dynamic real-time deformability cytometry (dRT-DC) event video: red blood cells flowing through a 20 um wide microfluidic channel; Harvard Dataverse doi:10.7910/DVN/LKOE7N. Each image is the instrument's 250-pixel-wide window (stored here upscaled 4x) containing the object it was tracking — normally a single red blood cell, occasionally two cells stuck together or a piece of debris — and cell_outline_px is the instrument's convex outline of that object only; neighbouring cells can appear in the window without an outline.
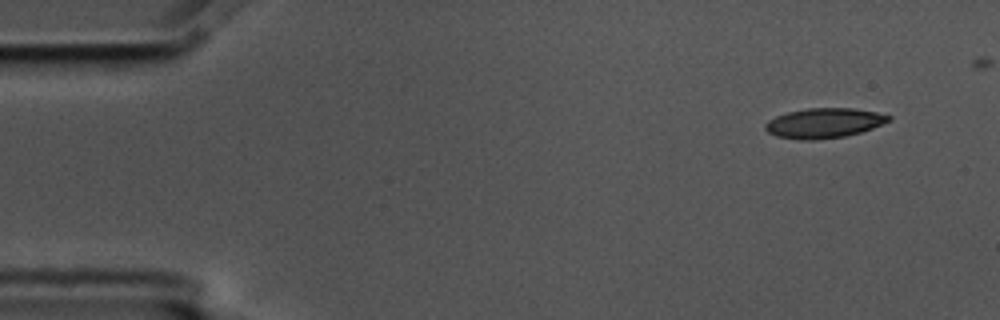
{"species": "common noctule bat (a hibernating species)", "species_latin": "Nyctalus noctula", "temperature_condition": "cold", "stored_images_in_passage": 5, "camera_frame_rate_fps": 3000, "um_per_image_px": 0.085, "animal": {"sex": "male", "body_mass_g": 17.5, "forearm_length_mm": 52.3}, "frame": {"image": 1, "passage_image": 1, "time_ms": 0.0, "image_size_px": [1000, 320], "cell_outline_px": [[892, 120], [872, 128], [860, 132], [844, 136], [816, 140], [800, 140], [776, 136], [768, 132], [764, 128], [764, 124], [768, 120], [776, 116], [788, 112], [808, 108], [852, 108], [876, 112], [892, 116]], "centroid_in_image_um": [70.03, 10.46], "position_along_channel_um": 15.0, "area_um2": 21.5}}
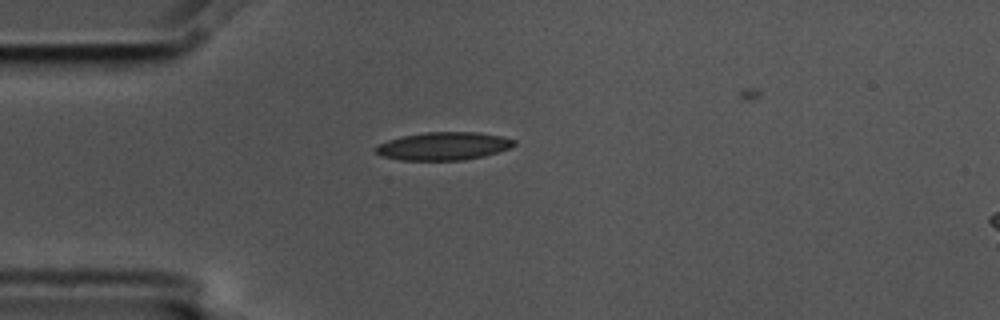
{"frame": {"image": 2, "passage_image": 4, "time_ms": 1.0, "image_size_px": [1000, 320], "cell_outline_px": [[516, 144], [512, 148], [484, 156], [464, 160], [400, 160], [380, 156], [372, 148], [388, 140], [404, 136], [424, 132], [476, 132], [504, 136], [516, 140]], "centroid_in_image_um": [37.73, 12.42], "position_along_channel_um": 47.3, "area_um2": 22.77}}